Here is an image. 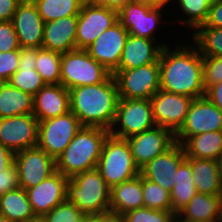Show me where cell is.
Instances as JSON below:
<instances>
[{
    "mask_svg": "<svg viewBox=\"0 0 222 222\" xmlns=\"http://www.w3.org/2000/svg\"><path fill=\"white\" fill-rule=\"evenodd\" d=\"M68 180V177L55 171L40 184L25 190L36 218H43L66 200Z\"/></svg>",
    "mask_w": 222,
    "mask_h": 222,
    "instance_id": "18",
    "label": "cell"
},
{
    "mask_svg": "<svg viewBox=\"0 0 222 222\" xmlns=\"http://www.w3.org/2000/svg\"><path fill=\"white\" fill-rule=\"evenodd\" d=\"M163 9L132 1L118 11V20L129 35L157 41L155 31L165 21L161 19Z\"/></svg>",
    "mask_w": 222,
    "mask_h": 222,
    "instance_id": "16",
    "label": "cell"
},
{
    "mask_svg": "<svg viewBox=\"0 0 222 222\" xmlns=\"http://www.w3.org/2000/svg\"><path fill=\"white\" fill-rule=\"evenodd\" d=\"M20 47L42 48L45 22L33 0H22L11 20Z\"/></svg>",
    "mask_w": 222,
    "mask_h": 222,
    "instance_id": "20",
    "label": "cell"
},
{
    "mask_svg": "<svg viewBox=\"0 0 222 222\" xmlns=\"http://www.w3.org/2000/svg\"><path fill=\"white\" fill-rule=\"evenodd\" d=\"M83 3H95L97 0H81Z\"/></svg>",
    "mask_w": 222,
    "mask_h": 222,
    "instance_id": "55",
    "label": "cell"
},
{
    "mask_svg": "<svg viewBox=\"0 0 222 222\" xmlns=\"http://www.w3.org/2000/svg\"><path fill=\"white\" fill-rule=\"evenodd\" d=\"M205 90L222 81V57H202Z\"/></svg>",
    "mask_w": 222,
    "mask_h": 222,
    "instance_id": "39",
    "label": "cell"
},
{
    "mask_svg": "<svg viewBox=\"0 0 222 222\" xmlns=\"http://www.w3.org/2000/svg\"><path fill=\"white\" fill-rule=\"evenodd\" d=\"M192 33L193 44L202 57H222V28L198 26Z\"/></svg>",
    "mask_w": 222,
    "mask_h": 222,
    "instance_id": "33",
    "label": "cell"
},
{
    "mask_svg": "<svg viewBox=\"0 0 222 222\" xmlns=\"http://www.w3.org/2000/svg\"><path fill=\"white\" fill-rule=\"evenodd\" d=\"M69 111V90L62 84H47L33 96V115L38 121L55 118Z\"/></svg>",
    "mask_w": 222,
    "mask_h": 222,
    "instance_id": "21",
    "label": "cell"
},
{
    "mask_svg": "<svg viewBox=\"0 0 222 222\" xmlns=\"http://www.w3.org/2000/svg\"><path fill=\"white\" fill-rule=\"evenodd\" d=\"M38 124L33 113L0 118V143L14 154L37 147Z\"/></svg>",
    "mask_w": 222,
    "mask_h": 222,
    "instance_id": "13",
    "label": "cell"
},
{
    "mask_svg": "<svg viewBox=\"0 0 222 222\" xmlns=\"http://www.w3.org/2000/svg\"><path fill=\"white\" fill-rule=\"evenodd\" d=\"M0 222H14V221L10 220V219L7 218V217H4V216H1V215H0Z\"/></svg>",
    "mask_w": 222,
    "mask_h": 222,
    "instance_id": "53",
    "label": "cell"
},
{
    "mask_svg": "<svg viewBox=\"0 0 222 222\" xmlns=\"http://www.w3.org/2000/svg\"><path fill=\"white\" fill-rule=\"evenodd\" d=\"M142 207H144V199L140 174L111 188L110 213L122 216L131 210Z\"/></svg>",
    "mask_w": 222,
    "mask_h": 222,
    "instance_id": "25",
    "label": "cell"
},
{
    "mask_svg": "<svg viewBox=\"0 0 222 222\" xmlns=\"http://www.w3.org/2000/svg\"><path fill=\"white\" fill-rule=\"evenodd\" d=\"M0 215L14 222H28L36 219L27 193L20 187L0 194Z\"/></svg>",
    "mask_w": 222,
    "mask_h": 222,
    "instance_id": "29",
    "label": "cell"
},
{
    "mask_svg": "<svg viewBox=\"0 0 222 222\" xmlns=\"http://www.w3.org/2000/svg\"><path fill=\"white\" fill-rule=\"evenodd\" d=\"M113 76L119 98L150 100L160 90L159 60L134 69H119Z\"/></svg>",
    "mask_w": 222,
    "mask_h": 222,
    "instance_id": "8",
    "label": "cell"
},
{
    "mask_svg": "<svg viewBox=\"0 0 222 222\" xmlns=\"http://www.w3.org/2000/svg\"><path fill=\"white\" fill-rule=\"evenodd\" d=\"M15 154L0 143V173L8 170L14 164Z\"/></svg>",
    "mask_w": 222,
    "mask_h": 222,
    "instance_id": "46",
    "label": "cell"
},
{
    "mask_svg": "<svg viewBox=\"0 0 222 222\" xmlns=\"http://www.w3.org/2000/svg\"><path fill=\"white\" fill-rule=\"evenodd\" d=\"M179 214L202 222H219L220 195L197 192Z\"/></svg>",
    "mask_w": 222,
    "mask_h": 222,
    "instance_id": "30",
    "label": "cell"
},
{
    "mask_svg": "<svg viewBox=\"0 0 222 222\" xmlns=\"http://www.w3.org/2000/svg\"><path fill=\"white\" fill-rule=\"evenodd\" d=\"M128 36V31L118 21L98 36L85 50L113 75L119 70V63Z\"/></svg>",
    "mask_w": 222,
    "mask_h": 222,
    "instance_id": "17",
    "label": "cell"
},
{
    "mask_svg": "<svg viewBox=\"0 0 222 222\" xmlns=\"http://www.w3.org/2000/svg\"><path fill=\"white\" fill-rule=\"evenodd\" d=\"M87 222H124L123 216L119 214L106 213L102 215L86 216Z\"/></svg>",
    "mask_w": 222,
    "mask_h": 222,
    "instance_id": "47",
    "label": "cell"
},
{
    "mask_svg": "<svg viewBox=\"0 0 222 222\" xmlns=\"http://www.w3.org/2000/svg\"><path fill=\"white\" fill-rule=\"evenodd\" d=\"M33 113V96L12 87L8 82L0 83V118Z\"/></svg>",
    "mask_w": 222,
    "mask_h": 222,
    "instance_id": "28",
    "label": "cell"
},
{
    "mask_svg": "<svg viewBox=\"0 0 222 222\" xmlns=\"http://www.w3.org/2000/svg\"><path fill=\"white\" fill-rule=\"evenodd\" d=\"M19 187L29 189L40 184L56 171V162L38 147L20 151L14 156Z\"/></svg>",
    "mask_w": 222,
    "mask_h": 222,
    "instance_id": "15",
    "label": "cell"
},
{
    "mask_svg": "<svg viewBox=\"0 0 222 222\" xmlns=\"http://www.w3.org/2000/svg\"><path fill=\"white\" fill-rule=\"evenodd\" d=\"M164 46L168 45L129 35L122 52L119 69H134L157 62Z\"/></svg>",
    "mask_w": 222,
    "mask_h": 222,
    "instance_id": "23",
    "label": "cell"
},
{
    "mask_svg": "<svg viewBox=\"0 0 222 222\" xmlns=\"http://www.w3.org/2000/svg\"><path fill=\"white\" fill-rule=\"evenodd\" d=\"M17 33L11 21H0V52L19 50Z\"/></svg>",
    "mask_w": 222,
    "mask_h": 222,
    "instance_id": "41",
    "label": "cell"
},
{
    "mask_svg": "<svg viewBox=\"0 0 222 222\" xmlns=\"http://www.w3.org/2000/svg\"><path fill=\"white\" fill-rule=\"evenodd\" d=\"M196 193L191 164L185 160L178 168L175 185L170 191L172 212L180 213Z\"/></svg>",
    "mask_w": 222,
    "mask_h": 222,
    "instance_id": "31",
    "label": "cell"
},
{
    "mask_svg": "<svg viewBox=\"0 0 222 222\" xmlns=\"http://www.w3.org/2000/svg\"><path fill=\"white\" fill-rule=\"evenodd\" d=\"M191 164L192 178L197 192L221 195L222 178L217 160L186 157Z\"/></svg>",
    "mask_w": 222,
    "mask_h": 222,
    "instance_id": "26",
    "label": "cell"
},
{
    "mask_svg": "<svg viewBox=\"0 0 222 222\" xmlns=\"http://www.w3.org/2000/svg\"><path fill=\"white\" fill-rule=\"evenodd\" d=\"M194 99L164 90L157 91L150 99L156 126L167 128L175 134L183 125Z\"/></svg>",
    "mask_w": 222,
    "mask_h": 222,
    "instance_id": "14",
    "label": "cell"
},
{
    "mask_svg": "<svg viewBox=\"0 0 222 222\" xmlns=\"http://www.w3.org/2000/svg\"><path fill=\"white\" fill-rule=\"evenodd\" d=\"M219 222H222V193L220 195V217Z\"/></svg>",
    "mask_w": 222,
    "mask_h": 222,
    "instance_id": "51",
    "label": "cell"
},
{
    "mask_svg": "<svg viewBox=\"0 0 222 222\" xmlns=\"http://www.w3.org/2000/svg\"><path fill=\"white\" fill-rule=\"evenodd\" d=\"M62 53L37 48L35 69L41 75L45 84H60Z\"/></svg>",
    "mask_w": 222,
    "mask_h": 222,
    "instance_id": "34",
    "label": "cell"
},
{
    "mask_svg": "<svg viewBox=\"0 0 222 222\" xmlns=\"http://www.w3.org/2000/svg\"><path fill=\"white\" fill-rule=\"evenodd\" d=\"M28 222H45L42 218H36L32 221H28Z\"/></svg>",
    "mask_w": 222,
    "mask_h": 222,
    "instance_id": "54",
    "label": "cell"
},
{
    "mask_svg": "<svg viewBox=\"0 0 222 222\" xmlns=\"http://www.w3.org/2000/svg\"><path fill=\"white\" fill-rule=\"evenodd\" d=\"M33 2L45 23L78 15L83 5L81 0H33Z\"/></svg>",
    "mask_w": 222,
    "mask_h": 222,
    "instance_id": "32",
    "label": "cell"
},
{
    "mask_svg": "<svg viewBox=\"0 0 222 222\" xmlns=\"http://www.w3.org/2000/svg\"><path fill=\"white\" fill-rule=\"evenodd\" d=\"M182 146L186 157L218 160L222 154V131L193 135Z\"/></svg>",
    "mask_w": 222,
    "mask_h": 222,
    "instance_id": "27",
    "label": "cell"
},
{
    "mask_svg": "<svg viewBox=\"0 0 222 222\" xmlns=\"http://www.w3.org/2000/svg\"><path fill=\"white\" fill-rule=\"evenodd\" d=\"M172 222H202V221L189 219L177 213V214H174Z\"/></svg>",
    "mask_w": 222,
    "mask_h": 222,
    "instance_id": "50",
    "label": "cell"
},
{
    "mask_svg": "<svg viewBox=\"0 0 222 222\" xmlns=\"http://www.w3.org/2000/svg\"><path fill=\"white\" fill-rule=\"evenodd\" d=\"M22 0H0V21H11Z\"/></svg>",
    "mask_w": 222,
    "mask_h": 222,
    "instance_id": "44",
    "label": "cell"
},
{
    "mask_svg": "<svg viewBox=\"0 0 222 222\" xmlns=\"http://www.w3.org/2000/svg\"><path fill=\"white\" fill-rule=\"evenodd\" d=\"M185 160L183 146L175 143L165 153L158 155L142 167L140 175L170 192L175 185L178 168Z\"/></svg>",
    "mask_w": 222,
    "mask_h": 222,
    "instance_id": "19",
    "label": "cell"
},
{
    "mask_svg": "<svg viewBox=\"0 0 222 222\" xmlns=\"http://www.w3.org/2000/svg\"><path fill=\"white\" fill-rule=\"evenodd\" d=\"M187 44L163 47L159 57L160 90L200 98L206 92L202 56L194 44Z\"/></svg>",
    "mask_w": 222,
    "mask_h": 222,
    "instance_id": "1",
    "label": "cell"
},
{
    "mask_svg": "<svg viewBox=\"0 0 222 222\" xmlns=\"http://www.w3.org/2000/svg\"><path fill=\"white\" fill-rule=\"evenodd\" d=\"M110 131L99 127H81L55 160L56 171L71 178L88 170L95 169Z\"/></svg>",
    "mask_w": 222,
    "mask_h": 222,
    "instance_id": "3",
    "label": "cell"
},
{
    "mask_svg": "<svg viewBox=\"0 0 222 222\" xmlns=\"http://www.w3.org/2000/svg\"><path fill=\"white\" fill-rule=\"evenodd\" d=\"M78 15L63 17L44 25L42 48L66 53L76 49Z\"/></svg>",
    "mask_w": 222,
    "mask_h": 222,
    "instance_id": "22",
    "label": "cell"
},
{
    "mask_svg": "<svg viewBox=\"0 0 222 222\" xmlns=\"http://www.w3.org/2000/svg\"><path fill=\"white\" fill-rule=\"evenodd\" d=\"M110 75L111 73L84 49L62 53L60 84L68 90L102 83Z\"/></svg>",
    "mask_w": 222,
    "mask_h": 222,
    "instance_id": "6",
    "label": "cell"
},
{
    "mask_svg": "<svg viewBox=\"0 0 222 222\" xmlns=\"http://www.w3.org/2000/svg\"><path fill=\"white\" fill-rule=\"evenodd\" d=\"M45 222H84L86 215L67 199L42 218Z\"/></svg>",
    "mask_w": 222,
    "mask_h": 222,
    "instance_id": "37",
    "label": "cell"
},
{
    "mask_svg": "<svg viewBox=\"0 0 222 222\" xmlns=\"http://www.w3.org/2000/svg\"><path fill=\"white\" fill-rule=\"evenodd\" d=\"M96 169L110 188L140 174V169L133 160L129 143L126 139L111 135L104 142Z\"/></svg>",
    "mask_w": 222,
    "mask_h": 222,
    "instance_id": "5",
    "label": "cell"
},
{
    "mask_svg": "<svg viewBox=\"0 0 222 222\" xmlns=\"http://www.w3.org/2000/svg\"><path fill=\"white\" fill-rule=\"evenodd\" d=\"M118 21V11L96 3H83L78 14L76 49L85 50Z\"/></svg>",
    "mask_w": 222,
    "mask_h": 222,
    "instance_id": "10",
    "label": "cell"
},
{
    "mask_svg": "<svg viewBox=\"0 0 222 222\" xmlns=\"http://www.w3.org/2000/svg\"><path fill=\"white\" fill-rule=\"evenodd\" d=\"M81 127L78 118L71 111L39 121L37 147L56 160Z\"/></svg>",
    "mask_w": 222,
    "mask_h": 222,
    "instance_id": "9",
    "label": "cell"
},
{
    "mask_svg": "<svg viewBox=\"0 0 222 222\" xmlns=\"http://www.w3.org/2000/svg\"><path fill=\"white\" fill-rule=\"evenodd\" d=\"M205 27L222 28V0H215L210 6Z\"/></svg>",
    "mask_w": 222,
    "mask_h": 222,
    "instance_id": "43",
    "label": "cell"
},
{
    "mask_svg": "<svg viewBox=\"0 0 222 222\" xmlns=\"http://www.w3.org/2000/svg\"><path fill=\"white\" fill-rule=\"evenodd\" d=\"M156 126L150 100L119 98L110 135L127 139Z\"/></svg>",
    "mask_w": 222,
    "mask_h": 222,
    "instance_id": "7",
    "label": "cell"
},
{
    "mask_svg": "<svg viewBox=\"0 0 222 222\" xmlns=\"http://www.w3.org/2000/svg\"><path fill=\"white\" fill-rule=\"evenodd\" d=\"M19 50L0 52V83L8 82L18 70Z\"/></svg>",
    "mask_w": 222,
    "mask_h": 222,
    "instance_id": "40",
    "label": "cell"
},
{
    "mask_svg": "<svg viewBox=\"0 0 222 222\" xmlns=\"http://www.w3.org/2000/svg\"><path fill=\"white\" fill-rule=\"evenodd\" d=\"M19 188L18 170L13 164L8 170L0 173V194Z\"/></svg>",
    "mask_w": 222,
    "mask_h": 222,
    "instance_id": "42",
    "label": "cell"
},
{
    "mask_svg": "<svg viewBox=\"0 0 222 222\" xmlns=\"http://www.w3.org/2000/svg\"><path fill=\"white\" fill-rule=\"evenodd\" d=\"M126 141L129 143L133 160L139 169L158 155L165 153L176 143L175 134L161 126H154L128 137Z\"/></svg>",
    "mask_w": 222,
    "mask_h": 222,
    "instance_id": "12",
    "label": "cell"
},
{
    "mask_svg": "<svg viewBox=\"0 0 222 222\" xmlns=\"http://www.w3.org/2000/svg\"><path fill=\"white\" fill-rule=\"evenodd\" d=\"M69 96L70 111L82 127L112 128L119 100L117 84L112 74L102 83L70 89Z\"/></svg>",
    "mask_w": 222,
    "mask_h": 222,
    "instance_id": "2",
    "label": "cell"
},
{
    "mask_svg": "<svg viewBox=\"0 0 222 222\" xmlns=\"http://www.w3.org/2000/svg\"><path fill=\"white\" fill-rule=\"evenodd\" d=\"M209 131H222V112L206 96L195 98L175 141L182 145L189 137Z\"/></svg>",
    "mask_w": 222,
    "mask_h": 222,
    "instance_id": "11",
    "label": "cell"
},
{
    "mask_svg": "<svg viewBox=\"0 0 222 222\" xmlns=\"http://www.w3.org/2000/svg\"><path fill=\"white\" fill-rule=\"evenodd\" d=\"M205 96L222 112V81L210 86Z\"/></svg>",
    "mask_w": 222,
    "mask_h": 222,
    "instance_id": "45",
    "label": "cell"
},
{
    "mask_svg": "<svg viewBox=\"0 0 222 222\" xmlns=\"http://www.w3.org/2000/svg\"><path fill=\"white\" fill-rule=\"evenodd\" d=\"M172 0H133V2H138L141 4H147L150 5L152 7H166V5H169V2H171Z\"/></svg>",
    "mask_w": 222,
    "mask_h": 222,
    "instance_id": "49",
    "label": "cell"
},
{
    "mask_svg": "<svg viewBox=\"0 0 222 222\" xmlns=\"http://www.w3.org/2000/svg\"><path fill=\"white\" fill-rule=\"evenodd\" d=\"M111 188L95 168L78 173L67 182L66 199L86 216L110 212Z\"/></svg>",
    "mask_w": 222,
    "mask_h": 222,
    "instance_id": "4",
    "label": "cell"
},
{
    "mask_svg": "<svg viewBox=\"0 0 222 222\" xmlns=\"http://www.w3.org/2000/svg\"><path fill=\"white\" fill-rule=\"evenodd\" d=\"M37 59V48L20 47L18 70L10 77L8 83L23 92L34 96L43 86L41 75L35 69Z\"/></svg>",
    "mask_w": 222,
    "mask_h": 222,
    "instance_id": "24",
    "label": "cell"
},
{
    "mask_svg": "<svg viewBox=\"0 0 222 222\" xmlns=\"http://www.w3.org/2000/svg\"><path fill=\"white\" fill-rule=\"evenodd\" d=\"M215 0H177V7L183 12L185 18H180L175 24L186 25L187 28H191L193 31L200 25H202L207 17L210 6ZM187 16V17H186ZM181 22V23H179ZM185 23V24H184Z\"/></svg>",
    "mask_w": 222,
    "mask_h": 222,
    "instance_id": "35",
    "label": "cell"
},
{
    "mask_svg": "<svg viewBox=\"0 0 222 222\" xmlns=\"http://www.w3.org/2000/svg\"><path fill=\"white\" fill-rule=\"evenodd\" d=\"M217 161H218V165H219V169H220V173H221V178H222V154Z\"/></svg>",
    "mask_w": 222,
    "mask_h": 222,
    "instance_id": "52",
    "label": "cell"
},
{
    "mask_svg": "<svg viewBox=\"0 0 222 222\" xmlns=\"http://www.w3.org/2000/svg\"><path fill=\"white\" fill-rule=\"evenodd\" d=\"M122 216L124 222H172L174 213L142 207L131 210Z\"/></svg>",
    "mask_w": 222,
    "mask_h": 222,
    "instance_id": "38",
    "label": "cell"
},
{
    "mask_svg": "<svg viewBox=\"0 0 222 222\" xmlns=\"http://www.w3.org/2000/svg\"><path fill=\"white\" fill-rule=\"evenodd\" d=\"M133 0H97L95 3L100 6H104L116 11L121 10L126 4Z\"/></svg>",
    "mask_w": 222,
    "mask_h": 222,
    "instance_id": "48",
    "label": "cell"
},
{
    "mask_svg": "<svg viewBox=\"0 0 222 222\" xmlns=\"http://www.w3.org/2000/svg\"><path fill=\"white\" fill-rule=\"evenodd\" d=\"M144 207L162 211H172L170 192L142 177Z\"/></svg>",
    "mask_w": 222,
    "mask_h": 222,
    "instance_id": "36",
    "label": "cell"
}]
</instances>
